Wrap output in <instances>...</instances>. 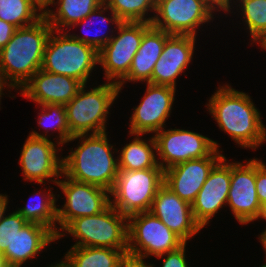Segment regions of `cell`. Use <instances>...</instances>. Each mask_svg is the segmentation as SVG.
Listing matches in <instances>:
<instances>
[{
	"label": "cell",
	"mask_w": 266,
	"mask_h": 267,
	"mask_svg": "<svg viewBox=\"0 0 266 267\" xmlns=\"http://www.w3.org/2000/svg\"><path fill=\"white\" fill-rule=\"evenodd\" d=\"M256 158L246 164L231 162V183L227 205L240 224L255 221L260 210L256 191Z\"/></svg>",
	"instance_id": "obj_15"
},
{
	"label": "cell",
	"mask_w": 266,
	"mask_h": 267,
	"mask_svg": "<svg viewBox=\"0 0 266 267\" xmlns=\"http://www.w3.org/2000/svg\"><path fill=\"white\" fill-rule=\"evenodd\" d=\"M236 2L239 3L236 7L241 8L240 14L250 32L251 41L258 44L266 34V0H237Z\"/></svg>",
	"instance_id": "obj_31"
},
{
	"label": "cell",
	"mask_w": 266,
	"mask_h": 267,
	"mask_svg": "<svg viewBox=\"0 0 266 267\" xmlns=\"http://www.w3.org/2000/svg\"><path fill=\"white\" fill-rule=\"evenodd\" d=\"M107 82L88 91L84 84L76 96L64 105L72 136L106 132L109 109L120 93L117 84Z\"/></svg>",
	"instance_id": "obj_6"
},
{
	"label": "cell",
	"mask_w": 266,
	"mask_h": 267,
	"mask_svg": "<svg viewBox=\"0 0 266 267\" xmlns=\"http://www.w3.org/2000/svg\"><path fill=\"white\" fill-rule=\"evenodd\" d=\"M215 150L210 156L192 159L164 170V184L182 200L192 204L214 167L224 156Z\"/></svg>",
	"instance_id": "obj_17"
},
{
	"label": "cell",
	"mask_w": 266,
	"mask_h": 267,
	"mask_svg": "<svg viewBox=\"0 0 266 267\" xmlns=\"http://www.w3.org/2000/svg\"><path fill=\"white\" fill-rule=\"evenodd\" d=\"M61 178L65 180L59 179L56 185L65 194L66 201L61 208H57L58 233L71 220L97 215L110 205V192L105 188L73 180L63 172Z\"/></svg>",
	"instance_id": "obj_12"
},
{
	"label": "cell",
	"mask_w": 266,
	"mask_h": 267,
	"mask_svg": "<svg viewBox=\"0 0 266 267\" xmlns=\"http://www.w3.org/2000/svg\"><path fill=\"white\" fill-rule=\"evenodd\" d=\"M0 267H6L4 260H3V257H2V254H0Z\"/></svg>",
	"instance_id": "obj_46"
},
{
	"label": "cell",
	"mask_w": 266,
	"mask_h": 267,
	"mask_svg": "<svg viewBox=\"0 0 266 267\" xmlns=\"http://www.w3.org/2000/svg\"><path fill=\"white\" fill-rule=\"evenodd\" d=\"M56 146L51 138H37L30 135L27 137L19 158L24 181L46 184L44 180L47 179L54 184L58 182L62 174V157L57 156L60 149Z\"/></svg>",
	"instance_id": "obj_14"
},
{
	"label": "cell",
	"mask_w": 266,
	"mask_h": 267,
	"mask_svg": "<svg viewBox=\"0 0 266 267\" xmlns=\"http://www.w3.org/2000/svg\"><path fill=\"white\" fill-rule=\"evenodd\" d=\"M256 191L259 203L266 202V163L256 158Z\"/></svg>",
	"instance_id": "obj_34"
},
{
	"label": "cell",
	"mask_w": 266,
	"mask_h": 267,
	"mask_svg": "<svg viewBox=\"0 0 266 267\" xmlns=\"http://www.w3.org/2000/svg\"><path fill=\"white\" fill-rule=\"evenodd\" d=\"M209 5H211L216 11L226 12V0H205ZM220 10H219V9Z\"/></svg>",
	"instance_id": "obj_37"
},
{
	"label": "cell",
	"mask_w": 266,
	"mask_h": 267,
	"mask_svg": "<svg viewBox=\"0 0 266 267\" xmlns=\"http://www.w3.org/2000/svg\"><path fill=\"white\" fill-rule=\"evenodd\" d=\"M51 189L52 187L46 190L47 193L45 191V194L39 191L34 192V195L41 194V197L38 199L39 201H37L38 203L27 202V205L18 208L16 211L22 215L27 222H33L48 227L57 236V199Z\"/></svg>",
	"instance_id": "obj_26"
},
{
	"label": "cell",
	"mask_w": 266,
	"mask_h": 267,
	"mask_svg": "<svg viewBox=\"0 0 266 267\" xmlns=\"http://www.w3.org/2000/svg\"><path fill=\"white\" fill-rule=\"evenodd\" d=\"M42 11L43 13L48 9L49 5L55 0H32Z\"/></svg>",
	"instance_id": "obj_39"
},
{
	"label": "cell",
	"mask_w": 266,
	"mask_h": 267,
	"mask_svg": "<svg viewBox=\"0 0 266 267\" xmlns=\"http://www.w3.org/2000/svg\"><path fill=\"white\" fill-rule=\"evenodd\" d=\"M136 134L134 140L126 144L117 156L118 169L133 171L148 168H162L157 162L156 141L152 136L148 141Z\"/></svg>",
	"instance_id": "obj_25"
},
{
	"label": "cell",
	"mask_w": 266,
	"mask_h": 267,
	"mask_svg": "<svg viewBox=\"0 0 266 267\" xmlns=\"http://www.w3.org/2000/svg\"><path fill=\"white\" fill-rule=\"evenodd\" d=\"M153 136L159 156L157 162L163 170L188 160L210 156L216 149L219 150L216 141L190 130L163 128Z\"/></svg>",
	"instance_id": "obj_11"
},
{
	"label": "cell",
	"mask_w": 266,
	"mask_h": 267,
	"mask_svg": "<svg viewBox=\"0 0 266 267\" xmlns=\"http://www.w3.org/2000/svg\"><path fill=\"white\" fill-rule=\"evenodd\" d=\"M57 240V236L41 224L28 222L16 233L10 248L2 253L6 267H21L36 258L48 244Z\"/></svg>",
	"instance_id": "obj_21"
},
{
	"label": "cell",
	"mask_w": 266,
	"mask_h": 267,
	"mask_svg": "<svg viewBox=\"0 0 266 267\" xmlns=\"http://www.w3.org/2000/svg\"><path fill=\"white\" fill-rule=\"evenodd\" d=\"M252 101L245 92L226 84L218 87L206 103V109L219 128L240 147L256 150L266 141V127L262 123L260 111Z\"/></svg>",
	"instance_id": "obj_1"
},
{
	"label": "cell",
	"mask_w": 266,
	"mask_h": 267,
	"mask_svg": "<svg viewBox=\"0 0 266 267\" xmlns=\"http://www.w3.org/2000/svg\"><path fill=\"white\" fill-rule=\"evenodd\" d=\"M79 139L78 147L62 157V172L73 180L112 190L117 174L118 159L113 155L107 133L73 136L68 142ZM81 139V140H80Z\"/></svg>",
	"instance_id": "obj_3"
},
{
	"label": "cell",
	"mask_w": 266,
	"mask_h": 267,
	"mask_svg": "<svg viewBox=\"0 0 266 267\" xmlns=\"http://www.w3.org/2000/svg\"><path fill=\"white\" fill-rule=\"evenodd\" d=\"M260 45V47L263 49V50H266V34L262 37V39L258 42Z\"/></svg>",
	"instance_id": "obj_43"
},
{
	"label": "cell",
	"mask_w": 266,
	"mask_h": 267,
	"mask_svg": "<svg viewBox=\"0 0 266 267\" xmlns=\"http://www.w3.org/2000/svg\"><path fill=\"white\" fill-rule=\"evenodd\" d=\"M3 90L4 89H0V101H1L2 95H4Z\"/></svg>",
	"instance_id": "obj_47"
},
{
	"label": "cell",
	"mask_w": 266,
	"mask_h": 267,
	"mask_svg": "<svg viewBox=\"0 0 266 267\" xmlns=\"http://www.w3.org/2000/svg\"><path fill=\"white\" fill-rule=\"evenodd\" d=\"M185 242L152 212L128 217L127 256L139 260L174 251Z\"/></svg>",
	"instance_id": "obj_8"
},
{
	"label": "cell",
	"mask_w": 266,
	"mask_h": 267,
	"mask_svg": "<svg viewBox=\"0 0 266 267\" xmlns=\"http://www.w3.org/2000/svg\"><path fill=\"white\" fill-rule=\"evenodd\" d=\"M41 111L38 113V125L45 129L44 133H38L35 130L30 132V136L37 138H46L48 139V132L51 129L59 132V139L57 138L58 146H62L73 137L70 133L66 109L62 104H46L40 105ZM51 120V121H50ZM50 128V129H49ZM47 133V134H45ZM45 134V135H44ZM59 140V141H58Z\"/></svg>",
	"instance_id": "obj_27"
},
{
	"label": "cell",
	"mask_w": 266,
	"mask_h": 267,
	"mask_svg": "<svg viewBox=\"0 0 266 267\" xmlns=\"http://www.w3.org/2000/svg\"><path fill=\"white\" fill-rule=\"evenodd\" d=\"M48 267H71V266L68 264V262L65 259H63L59 263L56 262L54 265L51 264Z\"/></svg>",
	"instance_id": "obj_42"
},
{
	"label": "cell",
	"mask_w": 266,
	"mask_h": 267,
	"mask_svg": "<svg viewBox=\"0 0 266 267\" xmlns=\"http://www.w3.org/2000/svg\"><path fill=\"white\" fill-rule=\"evenodd\" d=\"M52 30L44 16L33 25L16 29L0 50V74L7 88L21 90L41 69Z\"/></svg>",
	"instance_id": "obj_2"
},
{
	"label": "cell",
	"mask_w": 266,
	"mask_h": 267,
	"mask_svg": "<svg viewBox=\"0 0 266 267\" xmlns=\"http://www.w3.org/2000/svg\"><path fill=\"white\" fill-rule=\"evenodd\" d=\"M108 10L111 11V18L110 17H106L103 16L104 12H108ZM96 18L100 19V23L105 25H108L107 23H111V24H115V26L117 27L120 23H122V21L117 17V15L105 4H101L99 7H97L96 9H94L87 17H85L83 20H81L78 23H75L72 27L81 25V24H85L86 28H90L91 29V22H94L92 20H95V22L98 20H96ZM98 22V23H99ZM87 23V24H86ZM89 23V24H88ZM100 24V25H101ZM98 29H100V26L97 27ZM87 30V29H86ZM86 30L84 32H86ZM92 30V29H91ZM88 31V30H87ZM101 31V34H99ZM103 30H99L95 32V35L91 36L89 35L90 32L86 33L84 36H79V35H75V34H70L74 39H77L78 41H81L85 44L91 45L92 47L96 48L98 51H100L109 41L110 39L114 36L113 35V30L110 31V33L112 34H105V31ZM105 34V35H104ZM91 36V37H90Z\"/></svg>",
	"instance_id": "obj_29"
},
{
	"label": "cell",
	"mask_w": 266,
	"mask_h": 267,
	"mask_svg": "<svg viewBox=\"0 0 266 267\" xmlns=\"http://www.w3.org/2000/svg\"><path fill=\"white\" fill-rule=\"evenodd\" d=\"M103 3L104 0H57L52 3V5L58 4L56 12L48 8L44 12V17L53 30L63 31L62 27L71 29L70 27L83 20Z\"/></svg>",
	"instance_id": "obj_24"
},
{
	"label": "cell",
	"mask_w": 266,
	"mask_h": 267,
	"mask_svg": "<svg viewBox=\"0 0 266 267\" xmlns=\"http://www.w3.org/2000/svg\"><path fill=\"white\" fill-rule=\"evenodd\" d=\"M227 161L223 156L214 165L191 204L194 218L202 228L227 204L231 183V163Z\"/></svg>",
	"instance_id": "obj_16"
},
{
	"label": "cell",
	"mask_w": 266,
	"mask_h": 267,
	"mask_svg": "<svg viewBox=\"0 0 266 267\" xmlns=\"http://www.w3.org/2000/svg\"><path fill=\"white\" fill-rule=\"evenodd\" d=\"M151 26L147 22H122L115 27L118 35L99 51V64L106 80L118 85L128 75L143 34Z\"/></svg>",
	"instance_id": "obj_9"
},
{
	"label": "cell",
	"mask_w": 266,
	"mask_h": 267,
	"mask_svg": "<svg viewBox=\"0 0 266 267\" xmlns=\"http://www.w3.org/2000/svg\"><path fill=\"white\" fill-rule=\"evenodd\" d=\"M150 212L185 243L203 229L194 218L191 204L178 197L165 184L156 193Z\"/></svg>",
	"instance_id": "obj_18"
},
{
	"label": "cell",
	"mask_w": 266,
	"mask_h": 267,
	"mask_svg": "<svg viewBox=\"0 0 266 267\" xmlns=\"http://www.w3.org/2000/svg\"><path fill=\"white\" fill-rule=\"evenodd\" d=\"M104 3L117 15L122 22L153 21L148 11L155 14L156 0H104Z\"/></svg>",
	"instance_id": "obj_30"
},
{
	"label": "cell",
	"mask_w": 266,
	"mask_h": 267,
	"mask_svg": "<svg viewBox=\"0 0 266 267\" xmlns=\"http://www.w3.org/2000/svg\"><path fill=\"white\" fill-rule=\"evenodd\" d=\"M232 0H226V12H227V14H228V12H230L231 13V7H232V5L233 4H231V3H234L235 1L233 0V2H231ZM237 1V0H236Z\"/></svg>",
	"instance_id": "obj_44"
},
{
	"label": "cell",
	"mask_w": 266,
	"mask_h": 267,
	"mask_svg": "<svg viewBox=\"0 0 266 267\" xmlns=\"http://www.w3.org/2000/svg\"><path fill=\"white\" fill-rule=\"evenodd\" d=\"M164 184L162 168L127 171L118 169L110 191V204L127 218L150 211L156 193Z\"/></svg>",
	"instance_id": "obj_7"
},
{
	"label": "cell",
	"mask_w": 266,
	"mask_h": 267,
	"mask_svg": "<svg viewBox=\"0 0 266 267\" xmlns=\"http://www.w3.org/2000/svg\"><path fill=\"white\" fill-rule=\"evenodd\" d=\"M84 84L74 78L38 70L22 87L20 95L38 105L69 103Z\"/></svg>",
	"instance_id": "obj_20"
},
{
	"label": "cell",
	"mask_w": 266,
	"mask_h": 267,
	"mask_svg": "<svg viewBox=\"0 0 266 267\" xmlns=\"http://www.w3.org/2000/svg\"><path fill=\"white\" fill-rule=\"evenodd\" d=\"M186 245L187 243H184L174 251L157 256V258H163L166 255L163 258L162 267H189L185 255Z\"/></svg>",
	"instance_id": "obj_33"
},
{
	"label": "cell",
	"mask_w": 266,
	"mask_h": 267,
	"mask_svg": "<svg viewBox=\"0 0 266 267\" xmlns=\"http://www.w3.org/2000/svg\"><path fill=\"white\" fill-rule=\"evenodd\" d=\"M43 16L32 0H0V19L17 28L33 25Z\"/></svg>",
	"instance_id": "obj_28"
},
{
	"label": "cell",
	"mask_w": 266,
	"mask_h": 267,
	"mask_svg": "<svg viewBox=\"0 0 266 267\" xmlns=\"http://www.w3.org/2000/svg\"><path fill=\"white\" fill-rule=\"evenodd\" d=\"M8 203V196L6 194H0V221L6 213L5 211L7 209Z\"/></svg>",
	"instance_id": "obj_38"
},
{
	"label": "cell",
	"mask_w": 266,
	"mask_h": 267,
	"mask_svg": "<svg viewBox=\"0 0 266 267\" xmlns=\"http://www.w3.org/2000/svg\"><path fill=\"white\" fill-rule=\"evenodd\" d=\"M205 0H156L151 25L169 34L196 36L199 26L214 19Z\"/></svg>",
	"instance_id": "obj_10"
},
{
	"label": "cell",
	"mask_w": 266,
	"mask_h": 267,
	"mask_svg": "<svg viewBox=\"0 0 266 267\" xmlns=\"http://www.w3.org/2000/svg\"><path fill=\"white\" fill-rule=\"evenodd\" d=\"M17 27L0 19V50L10 41Z\"/></svg>",
	"instance_id": "obj_35"
},
{
	"label": "cell",
	"mask_w": 266,
	"mask_h": 267,
	"mask_svg": "<svg viewBox=\"0 0 266 267\" xmlns=\"http://www.w3.org/2000/svg\"><path fill=\"white\" fill-rule=\"evenodd\" d=\"M28 222L16 210L0 221V254L10 248L12 239Z\"/></svg>",
	"instance_id": "obj_32"
},
{
	"label": "cell",
	"mask_w": 266,
	"mask_h": 267,
	"mask_svg": "<svg viewBox=\"0 0 266 267\" xmlns=\"http://www.w3.org/2000/svg\"><path fill=\"white\" fill-rule=\"evenodd\" d=\"M5 86H7V85L4 83V81L1 77V74H0V89H5L6 88Z\"/></svg>",
	"instance_id": "obj_45"
},
{
	"label": "cell",
	"mask_w": 266,
	"mask_h": 267,
	"mask_svg": "<svg viewBox=\"0 0 266 267\" xmlns=\"http://www.w3.org/2000/svg\"><path fill=\"white\" fill-rule=\"evenodd\" d=\"M171 34L151 26L144 34L140 47L133 57L128 75L118 84L121 91L122 85L127 81L151 83L152 71L159 60L167 38Z\"/></svg>",
	"instance_id": "obj_22"
},
{
	"label": "cell",
	"mask_w": 266,
	"mask_h": 267,
	"mask_svg": "<svg viewBox=\"0 0 266 267\" xmlns=\"http://www.w3.org/2000/svg\"><path fill=\"white\" fill-rule=\"evenodd\" d=\"M259 240L261 241L260 243H262L264 251H265V255H266V230H264L261 234L260 237H258Z\"/></svg>",
	"instance_id": "obj_41"
},
{
	"label": "cell",
	"mask_w": 266,
	"mask_h": 267,
	"mask_svg": "<svg viewBox=\"0 0 266 267\" xmlns=\"http://www.w3.org/2000/svg\"><path fill=\"white\" fill-rule=\"evenodd\" d=\"M143 100L131 116L129 135L157 133L165 126L175 101L176 89L169 86L147 83Z\"/></svg>",
	"instance_id": "obj_13"
},
{
	"label": "cell",
	"mask_w": 266,
	"mask_h": 267,
	"mask_svg": "<svg viewBox=\"0 0 266 267\" xmlns=\"http://www.w3.org/2000/svg\"><path fill=\"white\" fill-rule=\"evenodd\" d=\"M128 250L71 246L64 259L71 267H121Z\"/></svg>",
	"instance_id": "obj_23"
},
{
	"label": "cell",
	"mask_w": 266,
	"mask_h": 267,
	"mask_svg": "<svg viewBox=\"0 0 266 267\" xmlns=\"http://www.w3.org/2000/svg\"><path fill=\"white\" fill-rule=\"evenodd\" d=\"M61 231L57 240L68 232L78 240L73 246L128 250V218L111 204L97 215L71 220Z\"/></svg>",
	"instance_id": "obj_5"
},
{
	"label": "cell",
	"mask_w": 266,
	"mask_h": 267,
	"mask_svg": "<svg viewBox=\"0 0 266 267\" xmlns=\"http://www.w3.org/2000/svg\"><path fill=\"white\" fill-rule=\"evenodd\" d=\"M195 41L196 36L193 35L171 34L153 68L151 84L176 89V78L185 71L193 59Z\"/></svg>",
	"instance_id": "obj_19"
},
{
	"label": "cell",
	"mask_w": 266,
	"mask_h": 267,
	"mask_svg": "<svg viewBox=\"0 0 266 267\" xmlns=\"http://www.w3.org/2000/svg\"><path fill=\"white\" fill-rule=\"evenodd\" d=\"M155 265L150 264V263H145V261L143 260H139V259H135V258H131V257H127L121 267H153Z\"/></svg>",
	"instance_id": "obj_36"
},
{
	"label": "cell",
	"mask_w": 266,
	"mask_h": 267,
	"mask_svg": "<svg viewBox=\"0 0 266 267\" xmlns=\"http://www.w3.org/2000/svg\"><path fill=\"white\" fill-rule=\"evenodd\" d=\"M259 218H262V219L266 220V202L260 205L259 214H258L256 220L259 219Z\"/></svg>",
	"instance_id": "obj_40"
},
{
	"label": "cell",
	"mask_w": 266,
	"mask_h": 267,
	"mask_svg": "<svg viewBox=\"0 0 266 267\" xmlns=\"http://www.w3.org/2000/svg\"><path fill=\"white\" fill-rule=\"evenodd\" d=\"M68 31L52 30L45 47L41 69L87 84L95 65H99V51L74 39Z\"/></svg>",
	"instance_id": "obj_4"
}]
</instances>
